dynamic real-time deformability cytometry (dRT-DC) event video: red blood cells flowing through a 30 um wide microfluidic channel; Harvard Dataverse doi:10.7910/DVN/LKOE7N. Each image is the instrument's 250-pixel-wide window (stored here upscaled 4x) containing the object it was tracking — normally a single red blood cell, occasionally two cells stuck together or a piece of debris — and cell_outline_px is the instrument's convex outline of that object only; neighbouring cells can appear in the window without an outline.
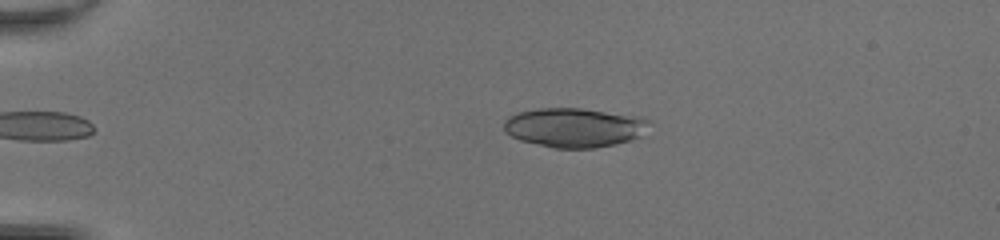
{"species": "common noctule bat (a hibernating species)", "species_latin": "Nyctalus noctula", "temperature_condition": "room temperature", "stored_images_in_passage": 48, "camera_frame_rate_fps": 3000, "um_per_image_px": 0.085, "animal": {"sex": "female", "body_mass_g": 20.0, "forearm_length_mm": 54.0}, "frame": {"image": 1, "passage_image": 11, "time_ms": 3.333, "image_size_px": [1000, 240], "cell_outline_px": [[652, 120], [640, 136], [632, 140], [616, 144], [592, 148], [552, 148], [520, 140], [504, 132], [504, 120], [508, 116], [520, 112], [540, 108], [580, 108], [640, 116]], "centroid_in_image_um": [48.82, 10.84], "position_along_channel_um": 36.2, "area_um2": 33.41}}